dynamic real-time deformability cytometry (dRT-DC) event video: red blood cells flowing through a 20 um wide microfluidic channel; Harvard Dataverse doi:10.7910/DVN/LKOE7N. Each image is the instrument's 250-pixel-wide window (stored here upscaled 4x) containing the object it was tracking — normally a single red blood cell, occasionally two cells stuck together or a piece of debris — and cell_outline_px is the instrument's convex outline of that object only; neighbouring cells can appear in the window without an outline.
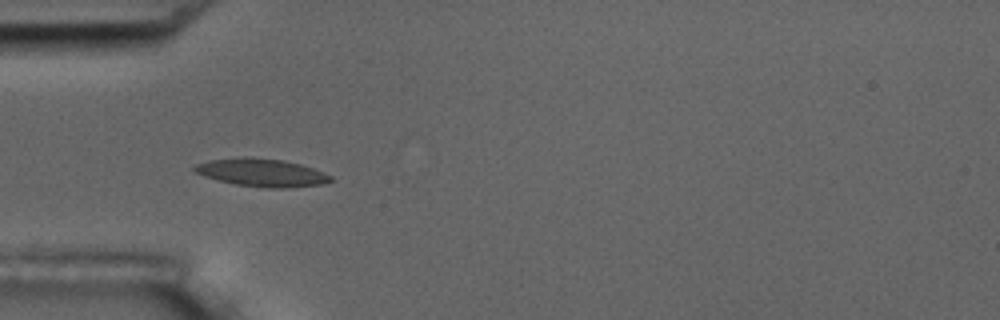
{"species": "common noctule bat (a hibernating species)", "species_latin": "Nyctalus noctula", "temperature_condition": "room temperature", "stored_images_in_passage": 4, "camera_frame_rate_fps": 3000, "um_per_image_px": 0.085, "animal": {"sex": "male", "body_mass_g": 17.5, "forearm_length_mm": 52.3}, "frame": {"image": 1, "passage_image": 3, "time_ms": 0.667, "image_size_px": [1000, 320], "cell_outline_px": [[336, 180], [320, 184], [284, 188], [264, 188], [236, 184], [220, 180], [196, 172], [192, 168], [196, 164], [208, 160], [252, 156], [284, 160], [300, 164], [324, 172], [332, 176]], "centroid_in_image_um": [22.29, 14.66], "position_along_channel_um": 62.7, "area_um2": 22.02}}